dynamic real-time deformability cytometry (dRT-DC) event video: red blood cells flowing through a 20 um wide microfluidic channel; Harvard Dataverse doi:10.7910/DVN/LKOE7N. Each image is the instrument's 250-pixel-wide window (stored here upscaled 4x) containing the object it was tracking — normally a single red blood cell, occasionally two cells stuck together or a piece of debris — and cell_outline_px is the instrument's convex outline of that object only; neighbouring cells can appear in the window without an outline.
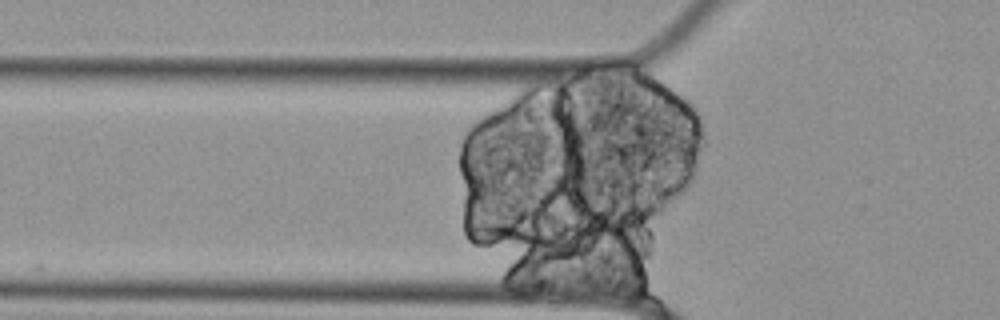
{"species": "Egyptian fruit bat (a non-hibernating species)", "species_latin": "Rousettus aegyptiacus", "temperature_condition": "cold", "stored_images_in_passage": 2, "camera_frame_rate_fps": 3000, "um_per_image_px": 0.085, "animal": {"sex": "female"}, "frame": {"image": 1, "passage_image": 2, "time_ms": 0.333, "image_size_px": [1000, 320], "cell_outline_px": [[544, 288], [540, 296], [524, 300], [516, 300], [504, 296], [500, 288], [500, 280], [504, 268], [512, 260], [524, 252], [532, 260], [544, 276]], "centroid_in_image_um": [44.36, 23.73], "position_along_channel_um": 81.4, "area_um2": 11.1}}